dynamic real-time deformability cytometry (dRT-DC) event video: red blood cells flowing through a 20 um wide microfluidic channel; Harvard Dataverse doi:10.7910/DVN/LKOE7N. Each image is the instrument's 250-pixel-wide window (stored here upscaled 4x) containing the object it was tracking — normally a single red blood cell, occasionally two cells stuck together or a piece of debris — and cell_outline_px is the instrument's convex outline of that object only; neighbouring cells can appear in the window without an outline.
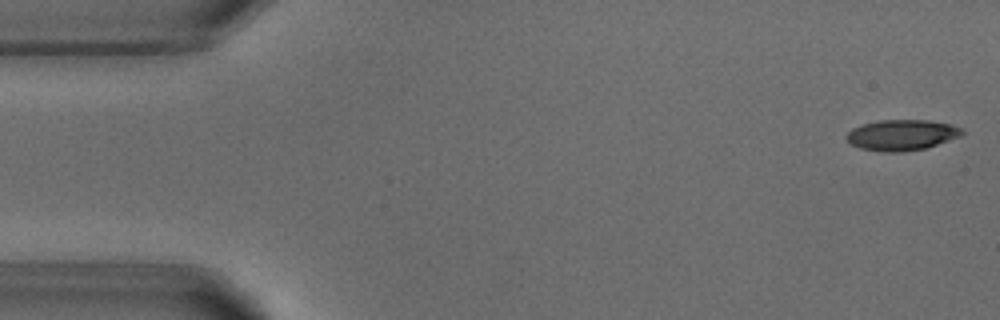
{"species": "common noctule bat (a hibernating species)", "species_latin": "Nyctalus noctula", "temperature_condition": "warm", "stored_images_in_passage": 51, "camera_frame_rate_fps": 3000, "um_per_image_px": 0.085, "animal": {"sex": "male", "body_mass_g": 18.8}, "frame": {"image": 1, "passage_image": 1, "time_ms": 0.0, "image_size_px": [1000, 320], "cell_outline_px": [[964, 132], [960, 136], [924, 148], [904, 152], [880, 152], [860, 148], [852, 144], [844, 136], [852, 128], [864, 124], [880, 120], [928, 120], [948, 124], [960, 128]], "centroid_in_image_um": [76.6, 11.48], "position_along_channel_um": 8.4, "area_um2": 20.46}}
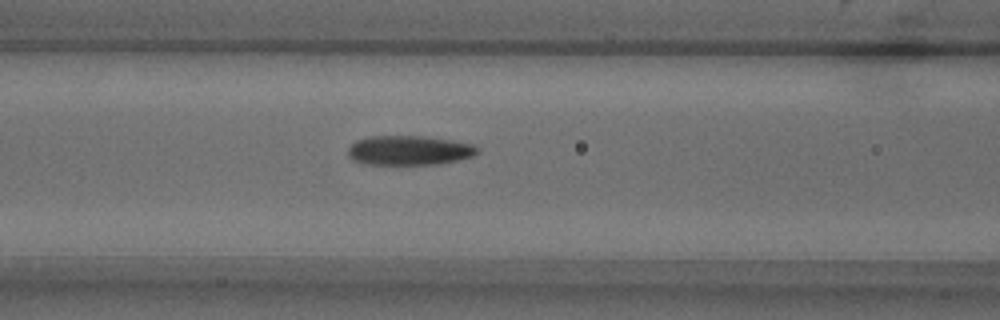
{"frame": {"image": 2, "passage_image": 20, "time_ms": 6.333, "image_size_px": [1000, 320], "cell_outline_px": [[480, 152], [472, 156], [440, 164], [364, 164], [352, 160], [348, 156], [348, 148], [356, 140], [368, 136], [424, 136], [476, 144], [480, 148]], "centroid_in_image_um": [34.79, 12.77], "position_along_channel_um": 131.8, "area_um2": 22.43}}
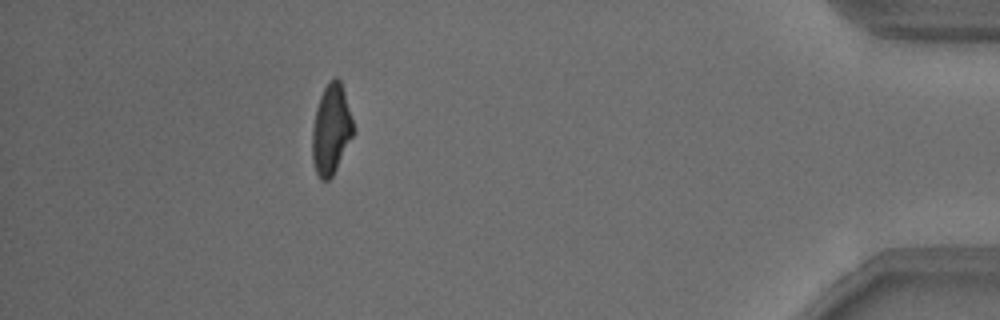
{"frame": {"image": 3, "passage_image": 46, "time_ms": 15.0, "image_size_px": [1000, 320], "cell_outline_px": [[352, 136], [332, 176], [328, 180], [320, 180], [316, 172], [312, 160], [312, 128], [316, 108], [320, 96], [328, 80], [336, 76], [340, 80], [344, 92], [352, 120]], "centroid_in_image_um": [28.11, 10.99], "position_along_channel_um": 407.1, "area_um2": 21.15}, "authors_computed_cell_mechanics": {"area_um2": 22.253, "velocity_mm_per_s": 3.8383, "shape_relaxation_time_tau1_ms": 5.2137, "shape_relaxation_time_tau2_ms": 2.5293, "deformation_change_tau1": 0.1726, "deformation_change_tau2": 0.1111}}